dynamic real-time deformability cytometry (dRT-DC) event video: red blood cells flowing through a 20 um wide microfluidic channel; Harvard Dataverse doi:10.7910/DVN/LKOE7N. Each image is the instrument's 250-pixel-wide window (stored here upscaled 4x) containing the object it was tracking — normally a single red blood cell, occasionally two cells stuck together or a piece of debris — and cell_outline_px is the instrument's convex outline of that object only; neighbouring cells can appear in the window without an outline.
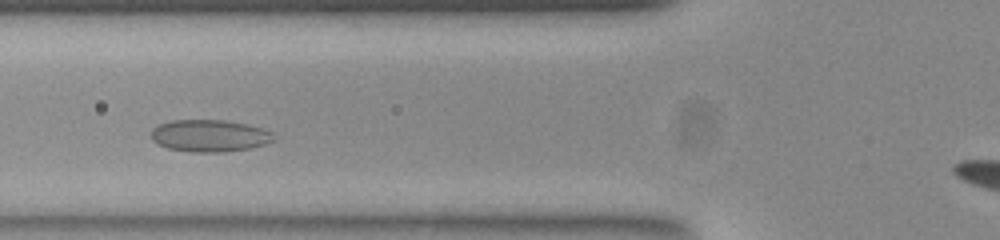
{"species": "common noctule bat (a hibernating species)", "species_latin": "Nyctalus noctula", "temperature_condition": "room temperature", "stored_images_in_passage": 45, "segment_of_instrument_passage": [1, 2], "camera_frame_rate_fps": 3000, "um_per_image_px": 0.085, "animal": {"sex": "female", "body_mass_g": 23.0, "forearm_length_mm": 53.4}, "frame": {"image": 1, "passage_image": 10, "time_ms": 3.0, "image_size_px": [1000, 240], "cell_outline_px": [[276, 140], [264, 144], [248, 148], [224, 152], [192, 152], [168, 148], [152, 140], [152, 128], [160, 124], [172, 120], [224, 120], [244, 124], [260, 128], [272, 132], [276, 136]], "centroid_in_image_um": [17.82, 11.54], "position_along_channel_um": 108.0, "area_um2": 22.72}}
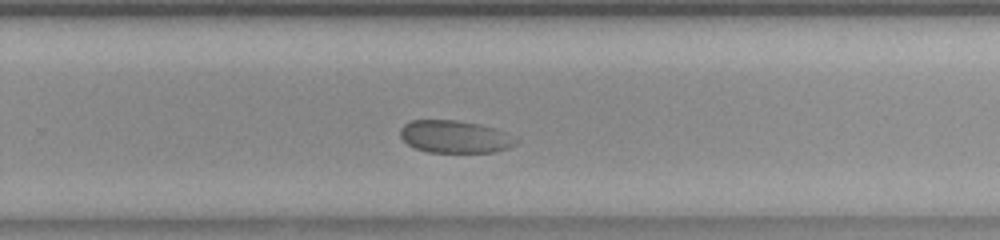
{"frame": {"image": 2, "passage_image": 25, "time_ms": 8.0, "image_size_px": [1000, 240], "cell_outline_px": [[516, 144], [508, 148], [492, 152], [428, 152], [416, 148], [408, 144], [400, 136], [400, 128], [404, 124], [412, 120], [456, 120], [480, 124], [496, 128], [504, 132], [516, 140]], "centroid_in_image_um": [38.63, 11.61], "position_along_channel_um": 291.2, "area_um2": 21.73}}
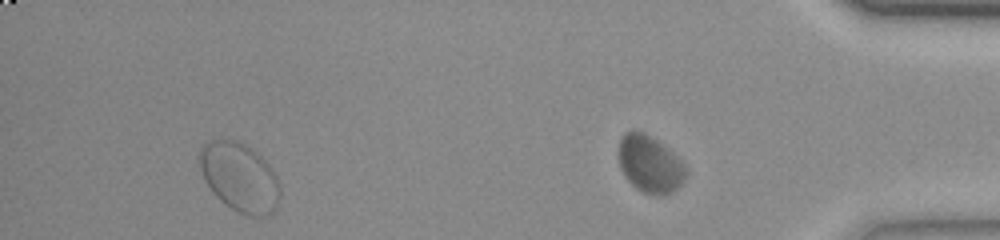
{"frame": {"image": 3, "passage_image": 41, "time_ms": 13.333, "image_size_px": [1000, 240], "cell_outline_px": [[280, 200], [276, 208], [272, 212], [264, 216], [252, 216], [240, 212], [224, 204], [212, 192], [200, 168], [196, 156], [200, 144], [208, 140], [236, 140], [252, 148], [272, 168], [280, 184]], "centroid_in_image_um": [20.34, 15.03], "position_along_channel_um": 414.9, "area_um2": 32.6}}